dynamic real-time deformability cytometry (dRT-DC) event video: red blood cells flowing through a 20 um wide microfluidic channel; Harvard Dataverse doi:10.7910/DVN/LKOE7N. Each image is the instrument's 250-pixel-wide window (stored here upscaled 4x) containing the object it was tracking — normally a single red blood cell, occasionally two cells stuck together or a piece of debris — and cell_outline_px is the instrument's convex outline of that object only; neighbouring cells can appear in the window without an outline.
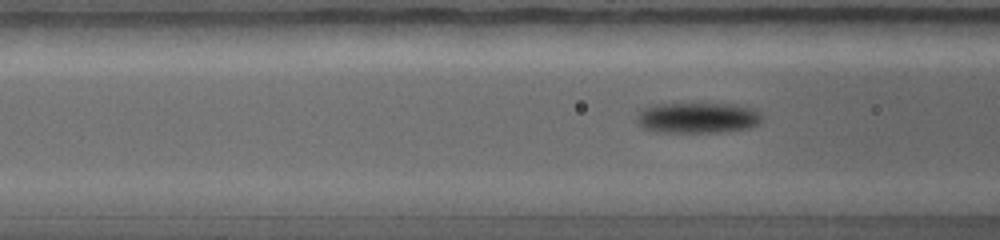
{"species": "common noctule bat (a hibernating species)", "species_latin": "Nyctalus noctula", "temperature_condition": "warm", "stored_images_in_passage": 39, "camera_frame_rate_fps": 5000, "um_per_image_px": 0.085, "animal": {"sex": "female", "body_mass_g": 19.0, "forearm_length_mm": 56.7}, "frame": {"image": 1, "passage_image": 13, "time_ms": 2.8, "image_size_px": [1000, 240], "cell_outline_px": [[764, 120], [760, 124], [752, 128], [724, 132], [656, 132], [644, 128], [636, 120], [636, 116], [644, 108], [656, 104], [716, 104], [748, 108], [756, 112]], "centroid_in_image_um": [59.28, 10.04], "position_along_channel_um": 107.3, "area_um2": 22.08}}
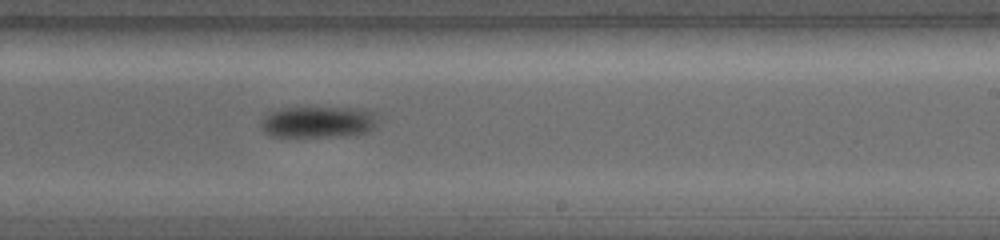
{"frame": {"image": 2, "passage_image": 24, "time_ms": 5.4, "image_size_px": [1000, 240], "cell_outline_px": [[372, 128], [364, 132], [348, 136], [296, 140], [268, 136], [264, 132], [260, 124], [268, 116], [276, 112], [296, 108], [320, 108], [364, 112], [372, 120]], "centroid_in_image_um": [26.82, 10.51], "position_along_channel_um": 262.2, "area_um2": 20.52}}
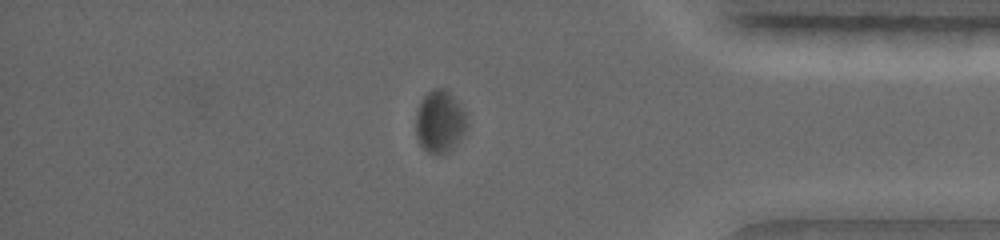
{"frame": {"image": 3, "passage_image": 35, "time_ms": 8.0, "image_size_px": [1000, 240], "cell_outline_px": [[468, 124], [460, 140], [452, 148], [444, 152], [428, 152], [420, 144], [416, 136], [416, 112], [424, 96], [428, 92], [436, 88], [440, 88], [448, 92], [460, 104], [464, 112]], "centroid_in_image_um": [37.38, 10.33], "position_along_channel_um": 397.8, "area_um2": 18.09}}